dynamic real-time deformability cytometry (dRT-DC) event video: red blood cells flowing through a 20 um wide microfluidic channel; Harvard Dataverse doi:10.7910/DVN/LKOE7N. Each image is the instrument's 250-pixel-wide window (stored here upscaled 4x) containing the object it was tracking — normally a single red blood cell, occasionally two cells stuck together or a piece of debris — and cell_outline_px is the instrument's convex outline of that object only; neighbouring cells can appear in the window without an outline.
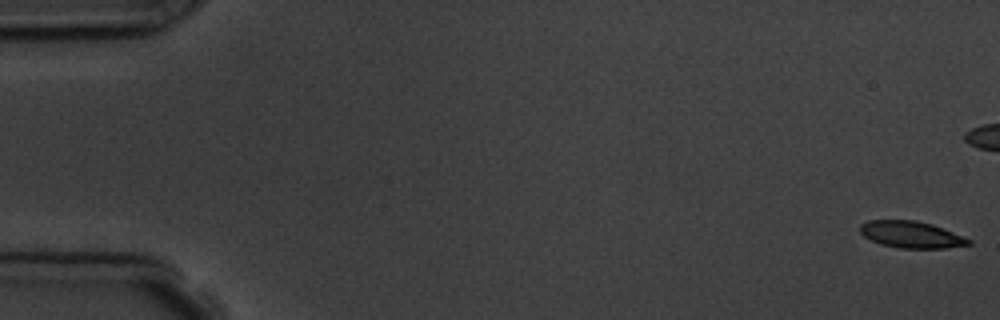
{"species": "common noctule bat (a hibernating species)", "species_latin": "Nyctalus noctula", "temperature_condition": "room temperature", "stored_images_in_passage": 6, "camera_frame_rate_fps": 3000, "um_per_image_px": 0.085, "animal": {"sex": "male", "body_mass_g": 19.5, "forearm_length_mm": 54.6}, "frame": {"image": 1, "passage_image": 1, "time_ms": 0.0, "image_size_px": [1000, 320], "cell_outline_px": [[972, 244], [944, 248], [896, 248], [880, 244], [864, 236], [860, 232], [860, 224], [868, 220], [916, 220], [932, 224], [972, 240]], "centroid_in_image_um": [77.43, 19.94], "position_along_channel_um": 7.6, "area_um2": 16.88}}
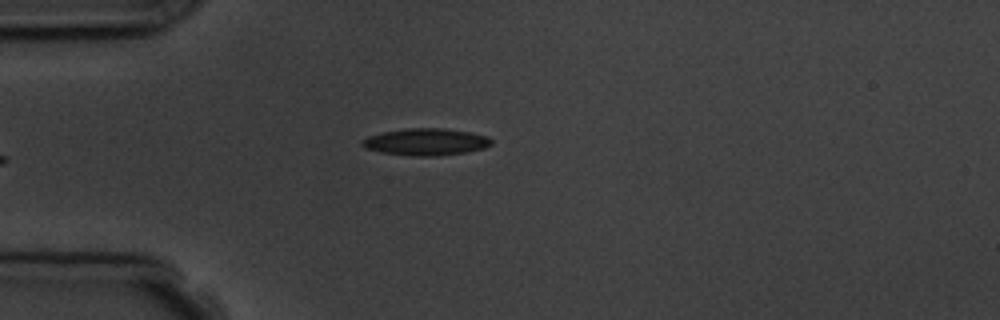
{"frame": {"image": 2, "passage_image": 6, "time_ms": 6.333, "image_size_px": [1000, 320], "cell_outline_px": [[492, 144], [484, 148], [468, 152], [436, 156], [412, 156], [380, 152], [364, 148], [360, 144], [360, 140], [368, 136], [384, 132], [412, 128], [444, 128], [468, 132], [488, 136], [492, 140]], "centroid_in_image_um": [36.19, 12.07], "position_along_channel_um": 48.8, "area_um2": 20.35}}